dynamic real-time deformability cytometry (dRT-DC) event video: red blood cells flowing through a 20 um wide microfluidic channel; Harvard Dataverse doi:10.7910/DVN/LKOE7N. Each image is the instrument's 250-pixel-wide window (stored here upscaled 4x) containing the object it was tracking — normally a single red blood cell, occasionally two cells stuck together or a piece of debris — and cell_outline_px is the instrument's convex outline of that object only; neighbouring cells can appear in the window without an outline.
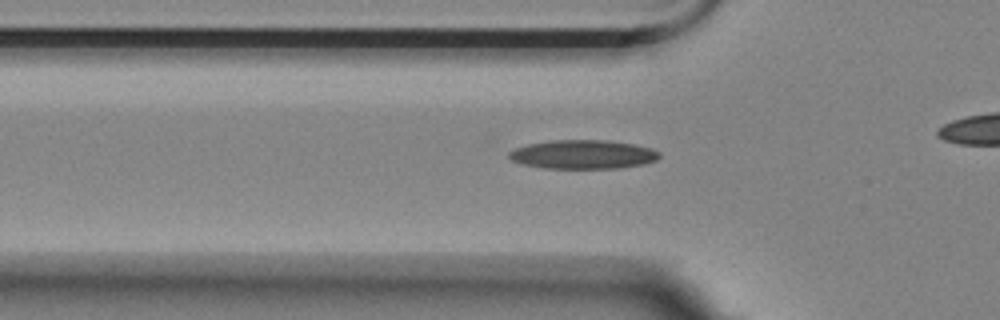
{"species": "Egyptian fruit bat (a non-hibernating species)", "species_latin": "Rousettus aegyptiacus", "temperature_condition": "room temperature", "stored_images_in_passage": 44, "camera_frame_rate_fps": 3000, "um_per_image_px": 0.085, "animal": {"sex": "female"}, "frame": {"image": 1, "passage_image": 17, "time_ms": 5.333, "image_size_px": [1000, 320], "cell_outline_px": [[660, 156], [656, 160], [644, 164], [620, 168], [544, 168], [524, 164], [512, 160], [508, 156], [508, 152], [516, 148], [528, 144], [552, 140], [608, 140], [636, 144], [652, 148], [660, 152]], "centroid_in_image_um": [49.6, 13.12], "position_along_channel_um": 76.2, "area_um2": 25.37}}
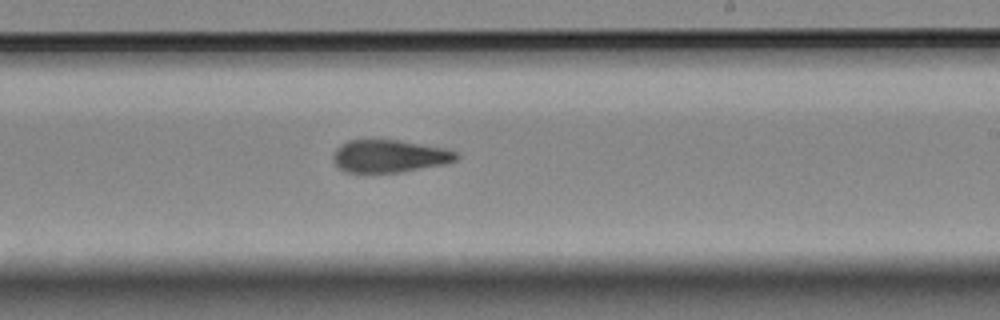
{"frame": {"image": 2, "passage_image": 32, "time_ms": 10.333, "image_size_px": [1000, 320], "cell_outline_px": [[460, 156], [456, 160], [444, 164], [404, 172], [348, 172], [340, 168], [332, 160], [332, 156], [336, 148], [340, 144], [348, 140], [396, 140], [444, 148], [456, 152]], "centroid_in_image_um": [33.09, 13.27], "position_along_channel_um": 255.9, "area_um2": 23.29}}
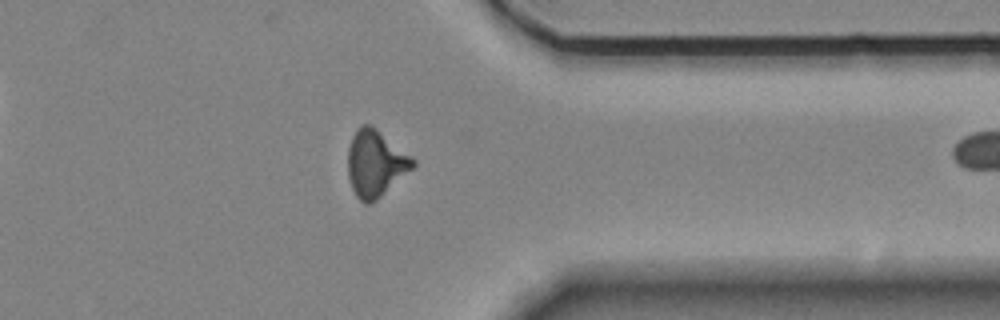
{"frame": {"image": 3, "passage_image": 43, "time_ms": 14.0, "image_size_px": [1000, 320], "cell_outline_px": [[416, 164], [412, 168], [376, 200], [368, 204], [364, 204], [356, 196], [352, 188], [348, 176], [348, 148], [352, 136], [356, 128], [364, 124], [372, 124], [416, 160]], "centroid_in_image_um": [31.89, 13.86], "position_along_channel_um": 379.5, "area_um2": 25.09}}